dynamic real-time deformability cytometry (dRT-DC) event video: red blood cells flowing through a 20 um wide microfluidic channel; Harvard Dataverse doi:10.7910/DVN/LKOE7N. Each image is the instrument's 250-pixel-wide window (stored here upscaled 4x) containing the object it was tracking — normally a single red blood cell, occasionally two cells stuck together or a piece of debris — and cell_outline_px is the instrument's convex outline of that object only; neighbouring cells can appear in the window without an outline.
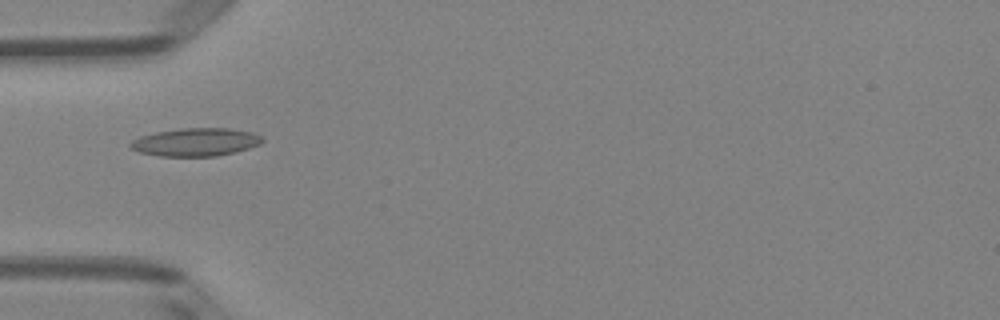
{"species": "Egyptian fruit bat (a non-hibernating species)", "species_latin": "Rousettus aegyptiacus", "temperature_condition": "room temperature", "stored_images_in_passage": 35, "camera_frame_rate_fps": 3000, "um_per_image_px": 0.085, "animal": {"sex": "female"}, "frame": {"image": 1, "passage_image": 1, "time_ms": 0.0, "image_size_px": [1000, 320], "cell_outline_px": [[264, 140], [260, 144], [248, 148], [216, 156], [160, 156], [140, 152], [132, 148], [128, 144], [132, 140], [140, 136], [156, 132], [180, 128], [228, 128], [252, 132], [260, 136]], "centroid_in_image_um": [16.61, 12.07], "position_along_channel_um": 68.4, "area_um2": 21.39}}
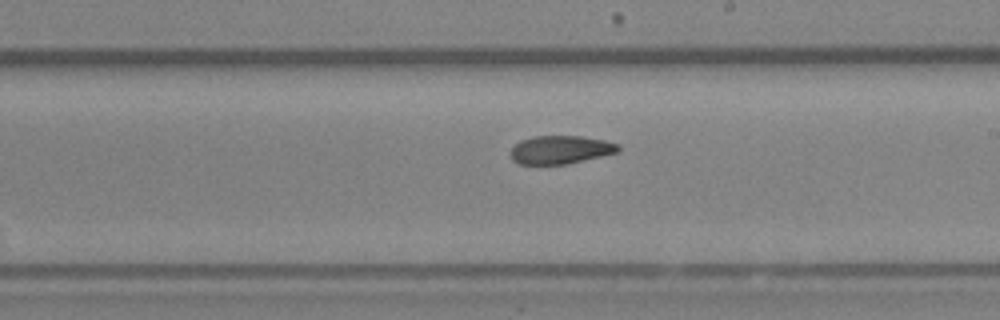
{"frame": {"image": 2, "passage_image": 14, "time_ms": 4.333, "image_size_px": [1000, 320], "cell_outline_px": [[620, 148], [616, 152], [568, 164], [520, 164], [512, 160], [508, 152], [520, 140], [532, 136], [580, 136], [604, 140], [620, 144]], "centroid_in_image_um": [47.59, 12.72], "position_along_channel_um": 241.4, "area_um2": 17.74}}
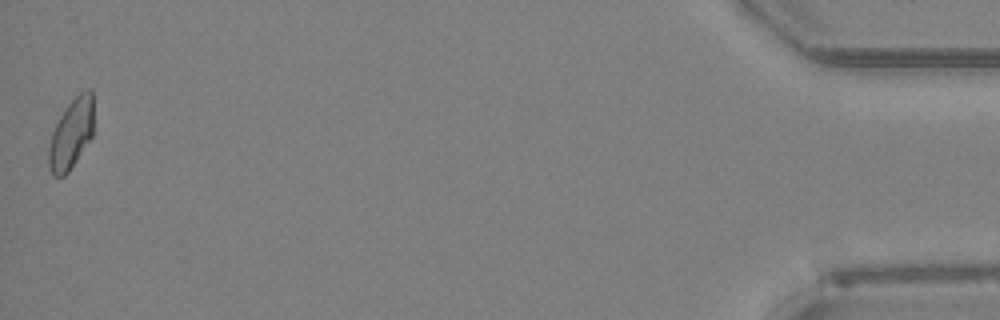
{"frame": {"image": 3, "passage_image": 35, "time_ms": 11.333, "image_size_px": [1000, 320], "cell_outline_px": [[92, 136], [68, 172], [64, 176], [52, 176], [48, 164], [48, 148], [52, 132], [60, 116], [68, 104], [80, 92], [88, 88], [92, 88]], "centroid_in_image_um": [6.03, 11.38], "position_along_channel_um": 429.2, "area_um2": 18.09}, "authors_computed_cell_mechanics": {"area_um2": 18.3804, "velocity_mm_per_s": 4.0014, "shape_relaxation_time_tau1_ms": null, "shape_relaxation_time_tau2_ms": 4.3671, "deformation_change_tau1": null, "deformation_change_tau2": 0.0981}}